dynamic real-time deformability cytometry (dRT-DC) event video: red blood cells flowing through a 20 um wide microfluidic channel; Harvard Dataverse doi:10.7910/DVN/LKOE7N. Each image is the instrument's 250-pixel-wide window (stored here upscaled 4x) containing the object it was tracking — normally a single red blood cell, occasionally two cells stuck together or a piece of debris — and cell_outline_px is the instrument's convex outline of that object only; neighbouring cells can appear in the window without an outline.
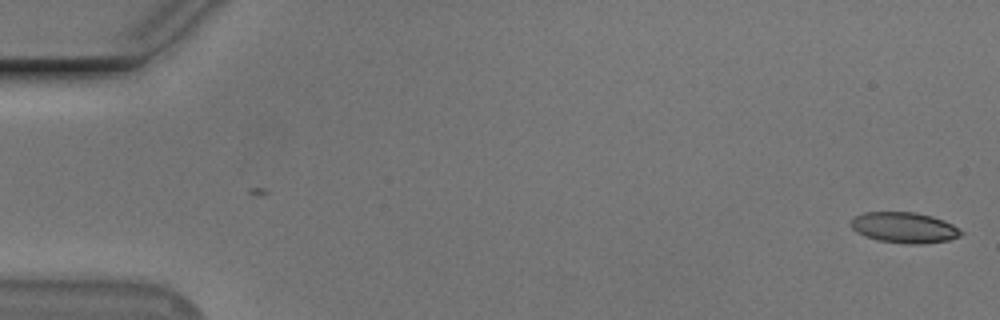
{"species": "Egyptian fruit bat (a non-hibernating species)", "species_latin": "Rousettus aegyptiacus", "temperature_condition": "cold", "stored_images_in_passage": 2, "camera_frame_rate_fps": 3000, "um_per_image_px": 0.085, "animal": {"sex": "male"}, "frame": {"image": 1, "passage_image": 2, "time_ms": 0.333, "image_size_px": [1000, 320], "cell_outline_px": [[964, 232], [960, 236], [948, 240], [924, 244], [904, 244], [876, 240], [864, 236], [856, 232], [852, 228], [852, 220], [856, 216], [864, 212], [916, 212], [932, 216], [944, 220], [952, 224]], "centroid_in_image_um": [76.88, 19.35], "position_along_channel_um": 8.1, "area_um2": 19.83}}